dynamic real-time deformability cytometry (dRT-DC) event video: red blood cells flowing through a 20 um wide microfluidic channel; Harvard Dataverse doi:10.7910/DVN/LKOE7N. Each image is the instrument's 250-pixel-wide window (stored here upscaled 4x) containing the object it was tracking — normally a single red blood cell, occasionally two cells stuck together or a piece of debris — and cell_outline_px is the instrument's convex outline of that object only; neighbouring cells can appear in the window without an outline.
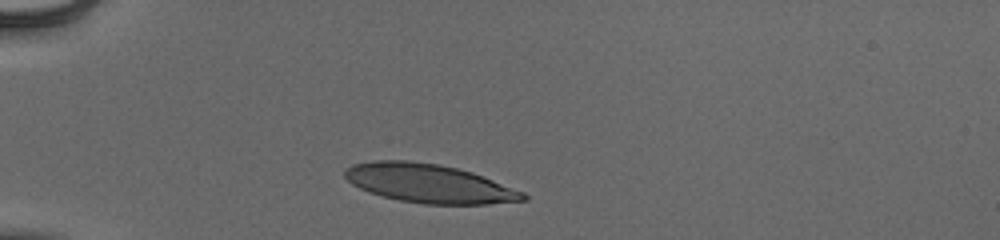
{"species": "human", "species_latin": "Homo sapiens", "temperature_condition": "cold", "stored_images_in_passage": 32, "camera_frame_rate_fps": 3000, "um_per_image_px": 0.085, "donor": {"sex": "male"}, "frame": {"image": 1, "passage_image": 1, "time_ms": 0.0, "image_size_px": [1000, 240], "cell_outline_px": [[528, 200], [488, 204], [424, 204], [400, 200], [384, 196], [360, 188], [352, 184], [344, 176], [344, 172], [352, 164], [372, 160], [408, 160], [440, 164], [472, 172], [524, 192], [528, 196]], "centroid_in_image_um": [36.48, 15.58], "position_along_channel_um": 48.5, "area_um2": 40.06}}
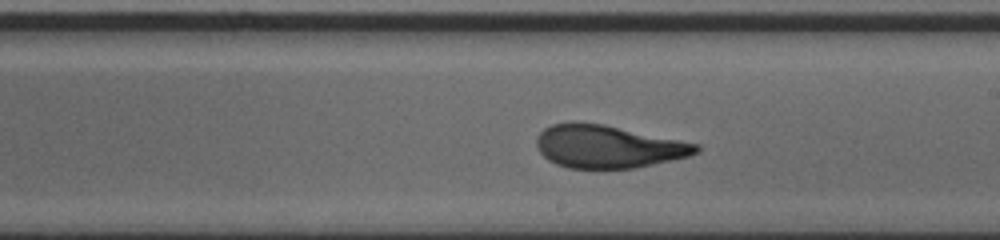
{"frame": {"image": 2, "passage_image": 18, "time_ms": 5.667, "image_size_px": [1000, 240], "cell_outline_px": [[700, 152], [688, 156], [672, 160], [636, 168], [568, 168], [556, 164], [548, 160], [540, 152], [536, 144], [536, 136], [544, 128], [552, 124], [572, 120], [604, 124], [700, 144]], "centroid_in_image_um": [51.66, 12.44], "position_along_channel_um": 237.3, "area_um2": 40.17}}
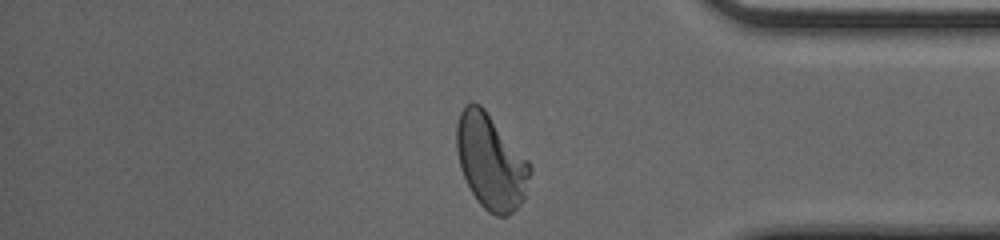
{"frame": {"image": 3, "passage_image": 31, "time_ms": 10.0, "image_size_px": [1000, 240], "cell_outline_px": [[532, 172], [524, 196], [520, 204], [508, 216], [496, 216], [488, 212], [476, 200], [460, 168], [456, 148], [456, 124], [460, 112], [464, 104], [472, 100], [480, 104], [484, 108], [532, 164]], "centroid_in_image_um": [41.71, 13.71], "position_along_channel_um": 393.5, "area_um2": 40.86}, "authors_computed_cell_mechanics": {"area_um2": 40.1132, "velocity_mm_per_s": 3.912, "shape_relaxation_time_tau1_ms": 6.0183, "shape_relaxation_time_tau2_ms": 0.8873, "deformation_change_tau1": 0.2346, "deformation_change_tau2": 0.093}}